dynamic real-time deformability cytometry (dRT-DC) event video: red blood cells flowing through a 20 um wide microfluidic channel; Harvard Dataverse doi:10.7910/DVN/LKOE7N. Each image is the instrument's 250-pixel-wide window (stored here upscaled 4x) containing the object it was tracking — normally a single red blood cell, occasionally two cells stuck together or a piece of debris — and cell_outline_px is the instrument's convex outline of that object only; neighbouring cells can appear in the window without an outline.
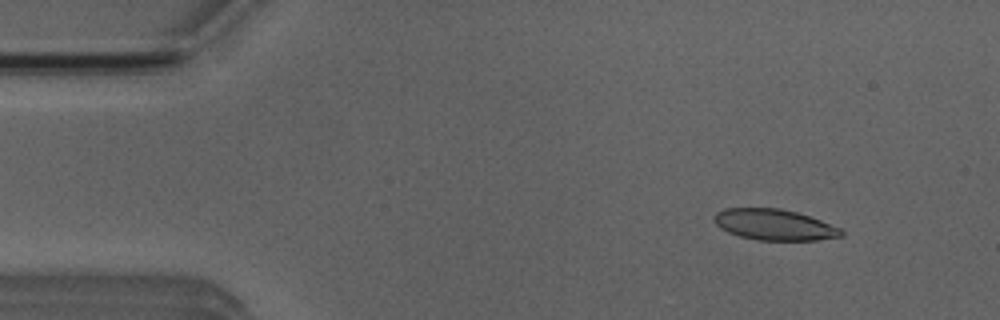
{"species": "Egyptian fruit bat (a non-hibernating species)", "species_latin": "Rousettus aegyptiacus", "temperature_condition": "room temperature", "stored_images_in_passage": 11, "camera_frame_rate_fps": 3000, "um_per_image_px": 0.085, "animal": {"sex": "male"}, "frame": {"image": 1, "passage_image": 2, "time_ms": 0.333, "image_size_px": [1000, 320], "cell_outline_px": [[844, 236], [816, 240], [760, 240], [740, 236], [728, 232], [720, 228], [712, 220], [712, 216], [716, 212], [724, 208], [780, 208], [796, 212], [820, 220], [840, 228], [844, 232]], "centroid_in_image_um": [65.78, 19.09], "position_along_channel_um": 19.2, "area_um2": 22.95}}
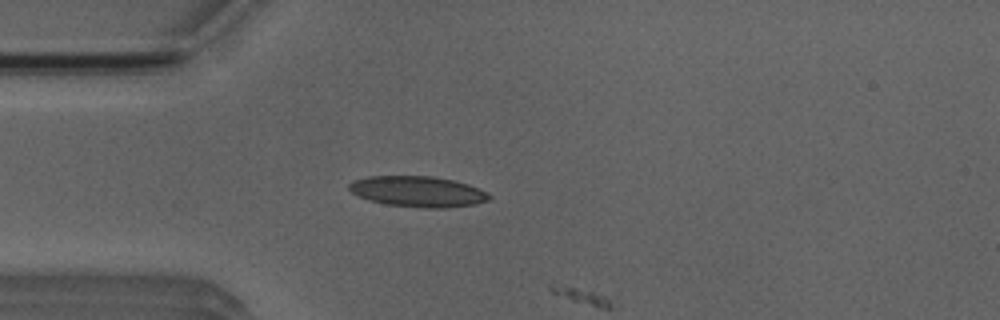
{"frame": {"image": 2, "passage_image": 10, "time_ms": 3.0, "image_size_px": [1000, 320], "cell_outline_px": [[492, 196], [488, 200], [476, 204], [444, 208], [424, 208], [384, 204], [368, 200], [352, 192], [348, 188], [348, 184], [356, 180], [368, 176], [432, 176], [452, 180], [468, 184]], "centroid_in_image_um": [35.5, 16.29], "position_along_channel_um": 49.5, "area_um2": 24.91}}